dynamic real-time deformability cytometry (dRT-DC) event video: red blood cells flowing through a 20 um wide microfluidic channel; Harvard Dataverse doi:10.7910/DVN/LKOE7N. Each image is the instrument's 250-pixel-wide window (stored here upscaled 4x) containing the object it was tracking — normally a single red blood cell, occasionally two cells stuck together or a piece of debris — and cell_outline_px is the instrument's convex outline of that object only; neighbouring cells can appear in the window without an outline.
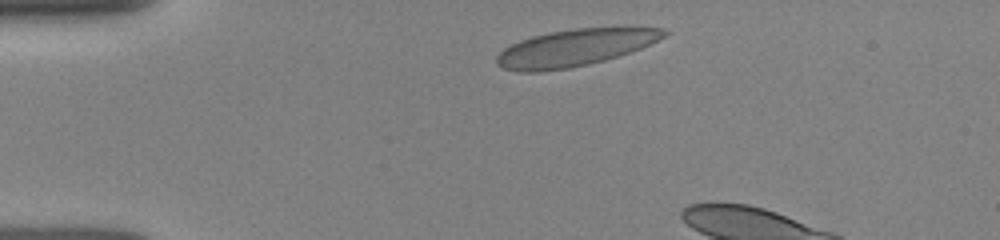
{"species": "human", "species_latin": "Homo sapiens", "temperature_condition": "room temperature", "stored_images_in_passage": 3, "camera_frame_rate_fps": 3000, "um_per_image_px": 0.085, "donor": {"sex": "female"}, "frame": {"image": 1, "passage_image": 1, "time_ms": 0.0, "image_size_px": [1000, 240], "cell_outline_px": [[672, 32], [640, 48], [604, 60], [588, 64], [568, 68], [540, 72], [516, 72], [504, 68], [496, 64], [496, 56], [504, 48], [520, 40], [532, 36], [548, 32], [576, 28], [624, 24], [664, 28]], "centroid_in_image_um": [48.93, 4.0], "position_along_channel_um": 36.1, "area_um2": 36.88}}